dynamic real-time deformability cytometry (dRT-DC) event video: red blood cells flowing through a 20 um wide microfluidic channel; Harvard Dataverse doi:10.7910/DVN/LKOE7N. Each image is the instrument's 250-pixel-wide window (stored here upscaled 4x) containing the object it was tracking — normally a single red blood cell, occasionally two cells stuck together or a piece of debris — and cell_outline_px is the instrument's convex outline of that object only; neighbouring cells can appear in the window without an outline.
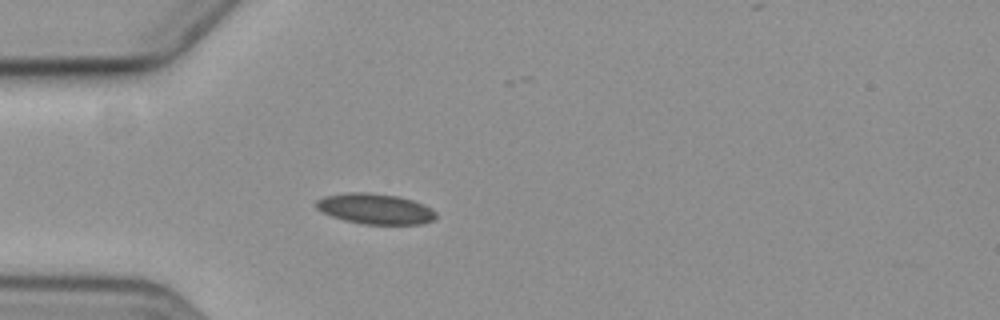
{"species": "common noctule bat (a hibernating species)", "species_latin": "Nyctalus noctula", "temperature_condition": "cold", "stored_images_in_passage": 3, "camera_frame_rate_fps": 3000, "um_per_image_px": 0.085, "animal": {"sex": "female", "body_mass_g": 19.3, "forearm_length_mm": 54.1}, "frame": {"image": 1, "passage_image": 2, "time_ms": 3.667, "image_size_px": [1000, 320], "cell_outline_px": [[436, 216], [432, 220], [420, 224], [364, 224], [344, 220], [320, 212], [316, 208], [316, 200], [324, 196], [344, 192], [368, 192], [400, 196], [424, 204], [432, 208], [436, 212]], "centroid_in_image_um": [31.87, 17.73], "position_along_channel_um": 53.1, "area_um2": 21.5}}